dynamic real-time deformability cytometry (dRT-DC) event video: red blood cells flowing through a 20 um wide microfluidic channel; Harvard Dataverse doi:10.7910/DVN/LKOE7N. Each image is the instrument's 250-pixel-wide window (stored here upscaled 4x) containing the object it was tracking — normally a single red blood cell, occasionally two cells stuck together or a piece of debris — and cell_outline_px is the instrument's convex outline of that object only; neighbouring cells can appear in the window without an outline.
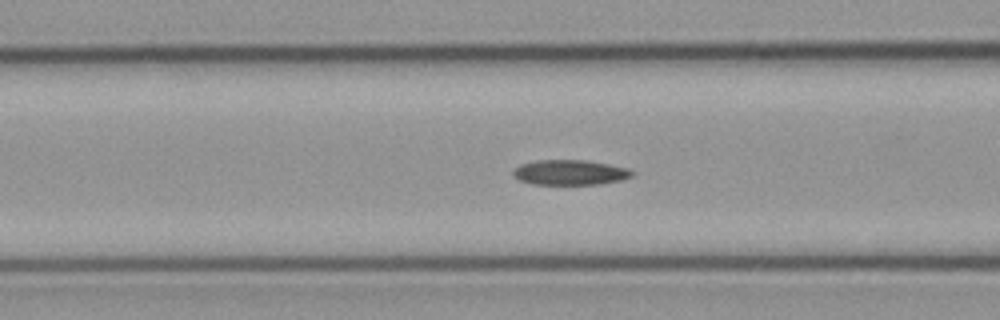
{"species": "common noctule bat (a hibernating species)", "species_latin": "Nyctalus noctula", "temperature_condition": "cold", "stored_images_in_passage": 45, "camera_frame_rate_fps": 3000, "um_per_image_px": 0.085, "animal": {"sex": "male", "body_mass_g": 23.1, "forearm_length_mm": 52.7}, "frame": {"image": 1, "passage_image": 11, "time_ms": 3.333, "image_size_px": [1000, 320], "cell_outline_px": [[636, 172], [632, 176], [620, 180], [600, 184], [532, 184], [520, 180], [512, 172], [520, 164], [536, 160], [588, 160], [628, 168]], "centroid_in_image_um": [48.48, 14.65], "position_along_channel_um": 118.1, "area_um2": 17.34}}
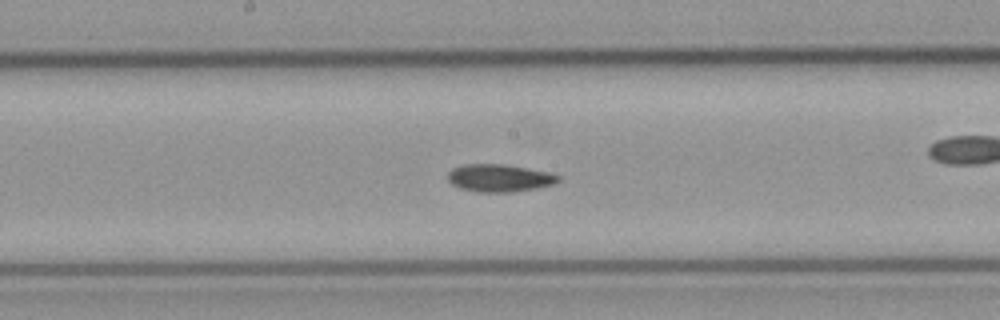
{"frame": {"image": 2, "passage_image": 18, "time_ms": 5.667, "image_size_px": [1000, 320], "cell_outline_px": [[560, 180], [556, 184], [536, 188], [512, 192], [476, 192], [460, 188], [452, 184], [448, 180], [448, 172], [452, 168], [464, 164], [504, 164], [528, 168], [548, 172], [560, 176]], "centroid_in_image_um": [42.45, 15.13], "position_along_channel_um": 205.7, "area_um2": 17.86}}
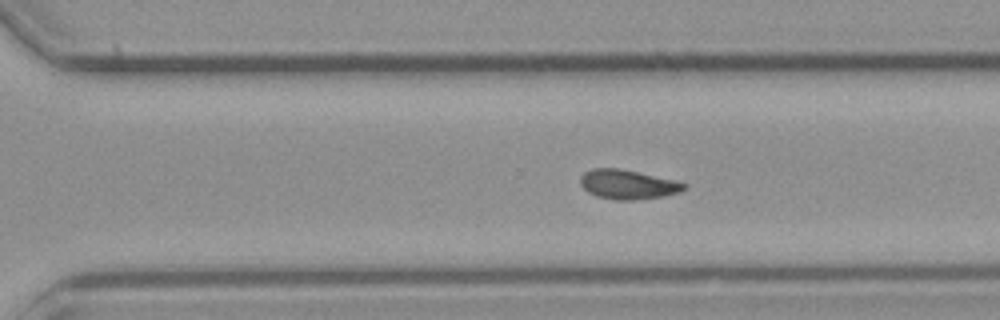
{"frame": {"image": 3, "passage_image": 27, "time_ms": 8.667, "image_size_px": [1000, 320], "cell_outline_px": [[688, 188], [680, 192], [664, 196], [632, 200], [616, 200], [596, 196], [588, 192], [580, 184], [580, 176], [584, 172], [592, 168], [616, 168], [636, 172], [672, 180], [688, 184]], "centroid_in_image_um": [53.34, 15.69], "position_along_channel_um": 317.3, "area_um2": 17.63}, "authors_computed_cell_mechanics": {"area_um2": 17.34, "velocity_mm_per_s": 3.7346, "shape_relaxation_time_tau1_ms": 6.2049, "shape_relaxation_time_tau2_ms": null, "deformation_change_tau1": 0.1226, "deformation_change_tau2": null}}